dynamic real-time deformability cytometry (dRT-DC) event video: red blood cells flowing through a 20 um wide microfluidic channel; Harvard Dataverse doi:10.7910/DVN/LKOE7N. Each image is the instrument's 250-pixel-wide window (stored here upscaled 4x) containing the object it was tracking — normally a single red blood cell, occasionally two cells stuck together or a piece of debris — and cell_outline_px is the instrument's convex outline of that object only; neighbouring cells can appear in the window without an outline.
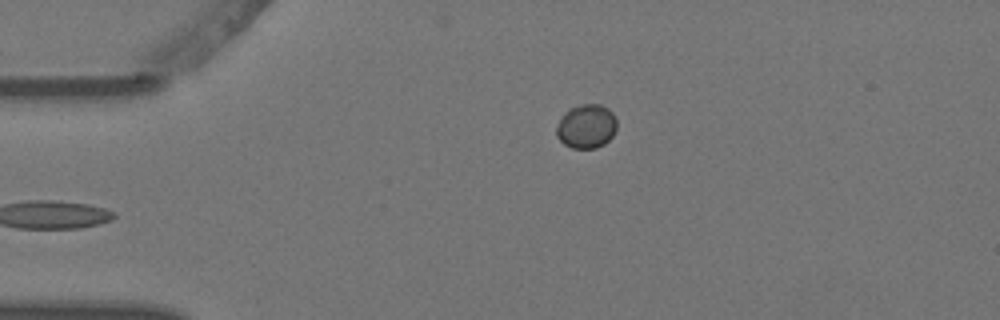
{"species": "Egyptian fruit bat (a non-hibernating species)", "species_latin": "Rousettus aegyptiacus", "temperature_condition": "warm", "stored_images_in_passage": 5, "camera_frame_rate_fps": 3000, "um_per_image_px": 0.085, "animal": {"sex": "female"}, "frame": {"image": 1, "passage_image": 5, "time_ms": 1.333, "image_size_px": [1000, 320], "cell_outline_px": [[616, 128], [612, 136], [604, 144], [596, 148], [572, 148], [564, 144], [556, 136], [556, 128], [560, 116], [568, 108], [580, 104], [600, 104], [608, 108], [612, 112], [616, 120]], "centroid_in_image_um": [49.81, 10.72], "position_along_channel_um": 35.2, "area_um2": 15.66}}